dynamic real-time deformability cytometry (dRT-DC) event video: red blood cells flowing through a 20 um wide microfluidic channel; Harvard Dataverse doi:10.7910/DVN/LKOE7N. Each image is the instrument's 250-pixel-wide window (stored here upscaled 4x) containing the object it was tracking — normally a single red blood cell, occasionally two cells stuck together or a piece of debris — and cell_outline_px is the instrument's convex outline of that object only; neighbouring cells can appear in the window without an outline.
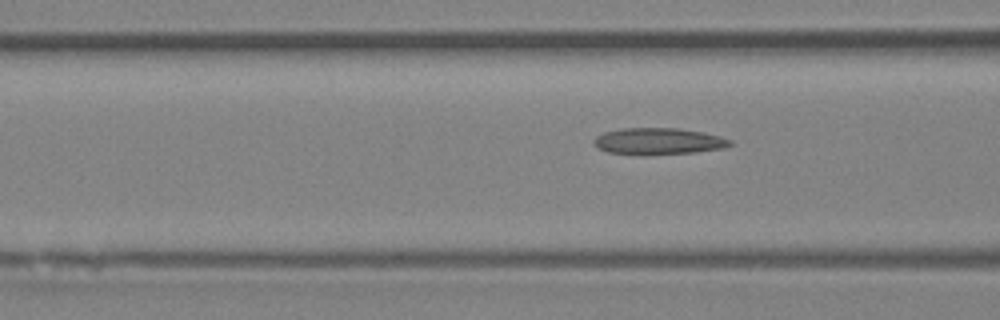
{"species": "Egyptian fruit bat (a non-hibernating species)", "species_latin": "Rousettus aegyptiacus", "temperature_condition": "room temperature", "stored_images_in_passage": 5, "segment_of_instrument_passage": [2, 2], "camera_frame_rate_fps": 3000, "um_per_image_px": 0.085, "animal": {"sex": "female"}, "frame": {"image": 1, "passage_image": 5, "time_ms": 5.667, "image_size_px": [1000, 320], "cell_outline_px": [[732, 144], [724, 148], [696, 152], [608, 152], [592, 144], [592, 140], [596, 136], [604, 132], [624, 128], [676, 128], [704, 132], [720, 136], [732, 140]], "centroid_in_image_um": [56.01, 11.95], "position_along_channel_um": 110.6, "area_um2": 20.17}}